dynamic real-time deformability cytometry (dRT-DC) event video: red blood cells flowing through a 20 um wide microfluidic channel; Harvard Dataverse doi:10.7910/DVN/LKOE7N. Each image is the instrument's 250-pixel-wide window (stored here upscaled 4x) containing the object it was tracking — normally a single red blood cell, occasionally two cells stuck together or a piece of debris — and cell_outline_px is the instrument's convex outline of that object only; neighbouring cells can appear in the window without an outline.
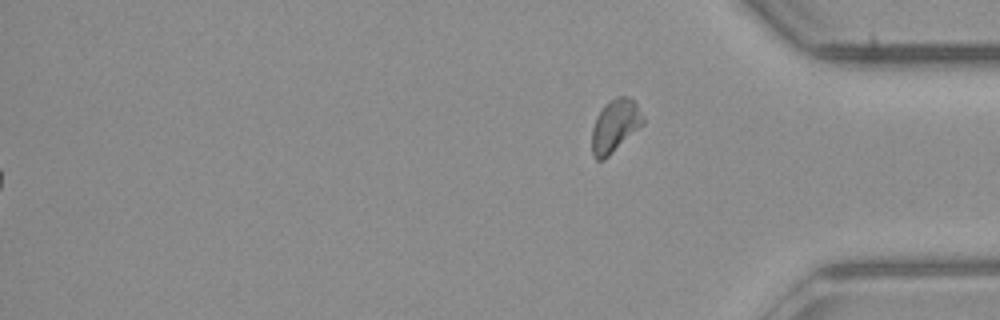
{"species": "common noctule bat (a hibernating species)", "species_latin": "Nyctalus noctula", "temperature_condition": "room temperature", "stored_images_in_passage": 52, "segment_of_instrument_passage": [2, 2], "camera_frame_rate_fps": 3000, "um_per_image_px": 0.085, "animal": {"sex": "male", "body_mass_g": 23.1, "forearm_length_mm": 52.7}, "frame": {"image": 1, "passage_image": 52, "time_ms": 17.0, "image_size_px": [1000, 320], "cell_outline_px": [[644, 124], [604, 160], [596, 160], [592, 156], [592, 128], [596, 116], [608, 100], [616, 96], [628, 96], [636, 104], [644, 116]], "centroid_in_image_um": [52.27, 10.69], "position_along_channel_um": 382.9, "area_um2": 15.84}}